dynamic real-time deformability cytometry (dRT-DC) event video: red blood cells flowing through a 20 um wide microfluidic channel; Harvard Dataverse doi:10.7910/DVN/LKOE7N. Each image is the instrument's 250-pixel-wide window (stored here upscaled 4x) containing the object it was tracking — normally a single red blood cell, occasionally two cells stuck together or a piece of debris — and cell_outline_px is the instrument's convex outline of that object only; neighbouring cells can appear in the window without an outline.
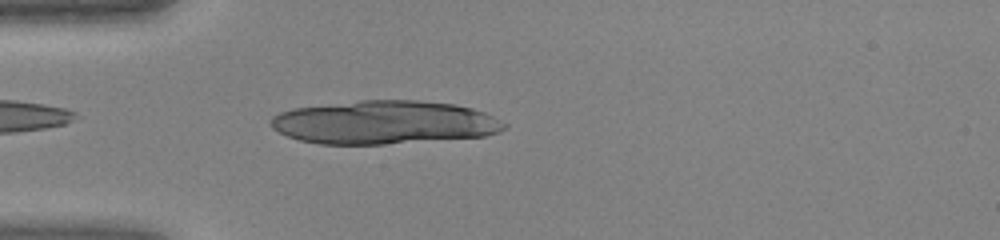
{"species": "human", "species_latin": "Homo sapiens", "temperature_condition": "warm", "stored_images_in_passage": 35, "camera_frame_rate_fps": 3000, "um_per_image_px": 0.085, "donor": {"sex": "female"}, "frame": {"image": 1, "passage_image": 4, "time_ms": 1.0, "image_size_px": [1000, 240], "cell_outline_px": [[508, 124], [500, 132], [484, 136], [384, 144], [320, 144], [300, 140], [288, 136], [272, 128], [268, 124], [268, 120], [272, 116], [280, 112], [292, 108], [360, 100], [416, 100], [456, 104], [472, 108], [484, 112]], "centroid_in_image_um": [32.63, 10.4], "position_along_channel_um": 52.4, "area_um2": 59.19}}